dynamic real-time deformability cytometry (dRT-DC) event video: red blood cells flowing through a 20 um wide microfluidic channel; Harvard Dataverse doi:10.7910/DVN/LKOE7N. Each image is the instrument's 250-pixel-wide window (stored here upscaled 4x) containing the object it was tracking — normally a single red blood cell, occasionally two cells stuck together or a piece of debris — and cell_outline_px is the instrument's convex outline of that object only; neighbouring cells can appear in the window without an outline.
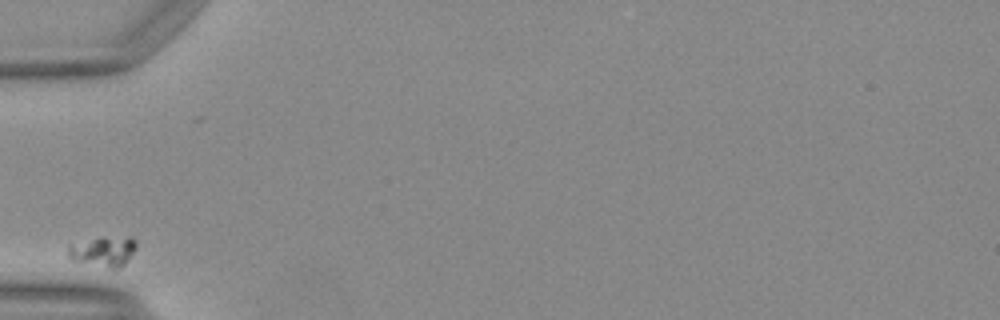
{"species": "Egyptian fruit bat (a non-hibernating species)", "species_latin": "Rousettus aegyptiacus", "temperature_condition": "warm", "stored_images_in_passage": 27, "camera_frame_rate_fps": 3000, "um_per_image_px": 0.085, "animal": {"sex": "female"}, "frame": {"image": 1, "passage_image": 1, "time_ms": 0.0, "image_size_px": [1000, 320], "cell_outline_px": [[136, 248], [124, 264], [116, 272], [112, 272], [72, 260], [68, 256], [68, 244], [92, 240], [128, 236], [132, 236], [136, 240]], "centroid_in_image_um": [8.8, 21.45], "position_along_channel_um": 76.2, "area_um2": 12.31}}
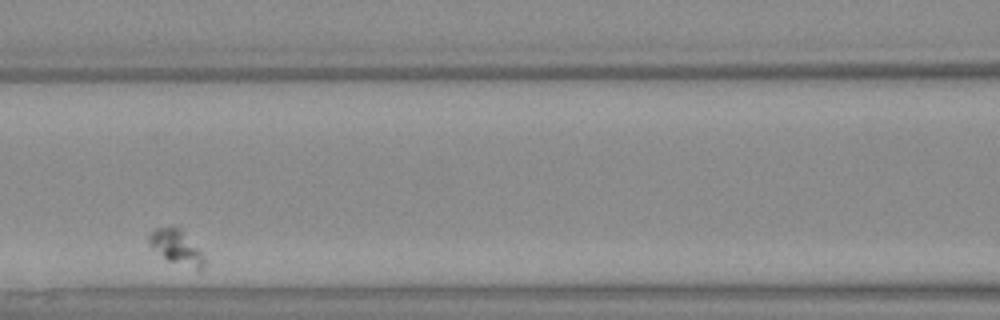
{"frame": {"image": 2, "passage_image": 8, "time_ms": 2.333, "image_size_px": [1000, 320], "cell_outline_px": [[204, 268], [200, 272], [168, 260], [152, 248], [148, 244], [148, 236], [156, 228], [180, 228], [204, 256]], "centroid_in_image_um": [15.01, 21.06], "position_along_channel_um": 151.6, "area_um2": 10.87}}